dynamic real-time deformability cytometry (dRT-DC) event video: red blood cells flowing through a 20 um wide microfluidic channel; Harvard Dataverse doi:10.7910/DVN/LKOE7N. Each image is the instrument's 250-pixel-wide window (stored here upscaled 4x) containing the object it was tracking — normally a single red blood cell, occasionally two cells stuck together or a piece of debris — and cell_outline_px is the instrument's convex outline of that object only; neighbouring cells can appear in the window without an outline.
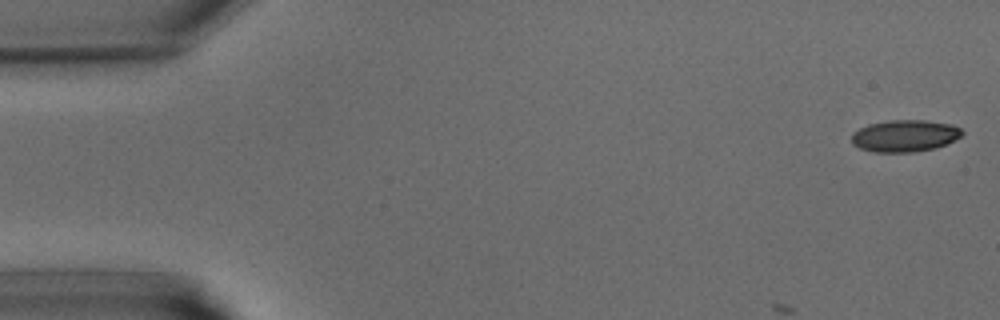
{"species": "common noctule bat (a hibernating species)", "species_latin": "Nyctalus noctula", "temperature_condition": "warm", "stored_images_in_passage": 12, "camera_frame_rate_fps": 3000, "um_per_image_px": 0.085, "animal": {"sex": "male", "body_mass_g": 15.6}, "frame": {"image": 1, "passage_image": 1, "time_ms": 0.0, "image_size_px": [1000, 320], "cell_outline_px": [[964, 132], [960, 136], [936, 148], [912, 152], [872, 152], [860, 148], [852, 144], [852, 132], [868, 124], [892, 120], [924, 120], [952, 124], [960, 128]], "centroid_in_image_um": [76.88, 11.54], "position_along_channel_um": 8.1, "area_um2": 20.46}}